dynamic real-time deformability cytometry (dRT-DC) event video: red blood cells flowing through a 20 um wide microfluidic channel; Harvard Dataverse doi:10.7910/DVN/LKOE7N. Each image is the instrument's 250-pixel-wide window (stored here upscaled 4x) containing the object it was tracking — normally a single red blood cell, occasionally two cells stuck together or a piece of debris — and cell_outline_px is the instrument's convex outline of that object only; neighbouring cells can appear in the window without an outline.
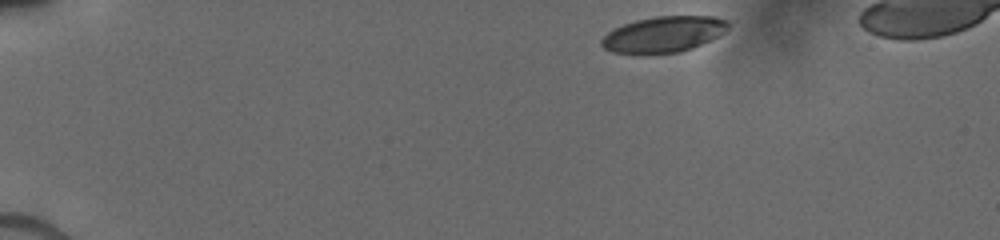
{"species": "human", "species_latin": "Homo sapiens", "temperature_condition": "cold", "stored_images_in_passage": 10, "camera_frame_rate_fps": 3000, "um_per_image_px": 0.085, "donor": {"sex": "male"}, "frame": {"image": 1, "passage_image": 1, "time_ms": 0.0, "image_size_px": [1000, 240], "cell_outline_px": [[728, 28], [724, 32], [692, 48], [680, 52], [612, 52], [604, 48], [600, 44], [600, 40], [608, 32], [624, 24], [636, 20], [656, 16], [712, 16], [724, 20], [728, 24]], "centroid_in_image_um": [56.38, 2.89], "position_along_channel_um": 28.6, "area_um2": 25.72}}
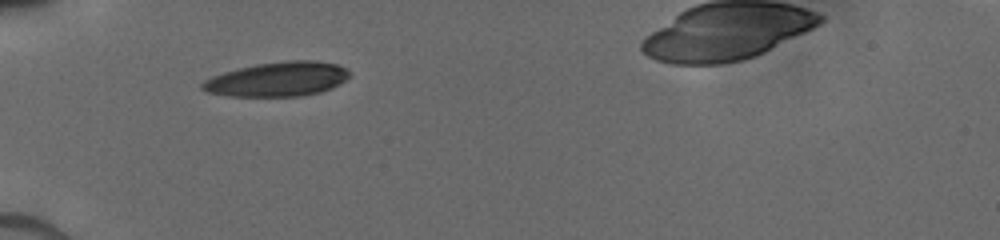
{"frame": {"image": 2, "passage_image": 9, "time_ms": 3.0, "image_size_px": [1000, 240], "cell_outline_px": [[348, 76], [344, 80], [332, 88], [320, 92], [304, 96], [228, 96], [208, 92], [200, 88], [200, 84], [204, 80], [212, 76], [224, 72], [256, 64], [288, 60], [312, 60], [336, 64], [344, 68], [348, 72]], "centroid_in_image_um": [23.56, 6.73], "position_along_channel_um": 61.4, "area_um2": 29.36}}